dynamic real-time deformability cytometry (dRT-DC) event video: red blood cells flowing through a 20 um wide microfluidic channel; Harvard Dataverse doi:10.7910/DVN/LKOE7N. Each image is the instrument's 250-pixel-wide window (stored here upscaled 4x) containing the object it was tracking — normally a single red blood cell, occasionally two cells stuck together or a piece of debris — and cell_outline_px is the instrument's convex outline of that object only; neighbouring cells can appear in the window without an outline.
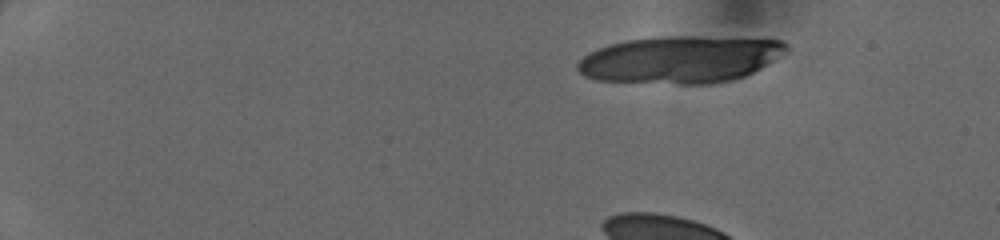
{"species": "human", "species_latin": "Homo sapiens", "temperature_condition": "cold", "stored_images_in_passage": 41, "camera_frame_rate_fps": 3000, "um_per_image_px": 0.085, "donor": {"sex": "female"}, "frame": {"image": 1, "passage_image": 1, "time_ms": 0.0, "image_size_px": [1000, 240], "cell_outline_px": [[788, 52], [768, 64], [744, 76], [732, 80], [708, 84], [680, 84], [596, 80], [584, 76], [576, 68], [576, 64], [588, 52], [596, 48], [628, 40], [664, 36], [692, 36], [780, 40], [788, 44]], "centroid_in_image_um": [57.82, 5.06], "position_along_channel_um": 27.2, "area_um2": 57.34}}